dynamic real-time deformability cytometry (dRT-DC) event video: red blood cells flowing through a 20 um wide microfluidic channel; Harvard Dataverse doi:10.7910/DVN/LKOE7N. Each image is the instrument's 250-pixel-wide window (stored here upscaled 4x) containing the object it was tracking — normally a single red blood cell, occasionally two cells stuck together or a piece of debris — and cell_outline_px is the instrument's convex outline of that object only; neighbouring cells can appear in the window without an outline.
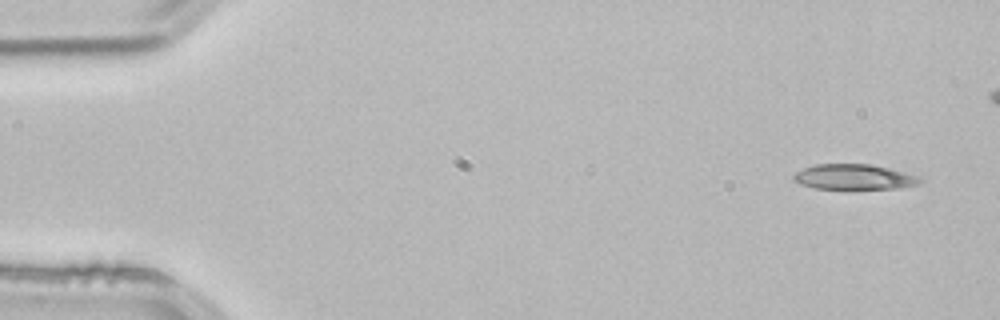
{"species": "common noctule bat (a hibernating species)", "species_latin": "Nyctalus noctula", "temperature_condition": "room temperature", "stored_images_in_passage": 15, "camera_frame_rate_fps": 3000, "um_per_image_px": 0.085, "animal": {"sex": "male", "body_mass_g": 21.5, "forearm_length_mm": 52.0}, "frame": {"image": 1, "passage_image": 1, "time_ms": 0.0, "image_size_px": [1000, 320], "cell_outline_px": [[924, 180], [920, 184], [900, 188], [816, 188], [800, 184], [792, 176], [796, 172], [804, 168], [816, 164], [872, 164], [904, 172], [916, 176]], "centroid_in_image_um": [72.62, 15.03], "position_along_channel_um": 12.4, "area_um2": 18.32}}